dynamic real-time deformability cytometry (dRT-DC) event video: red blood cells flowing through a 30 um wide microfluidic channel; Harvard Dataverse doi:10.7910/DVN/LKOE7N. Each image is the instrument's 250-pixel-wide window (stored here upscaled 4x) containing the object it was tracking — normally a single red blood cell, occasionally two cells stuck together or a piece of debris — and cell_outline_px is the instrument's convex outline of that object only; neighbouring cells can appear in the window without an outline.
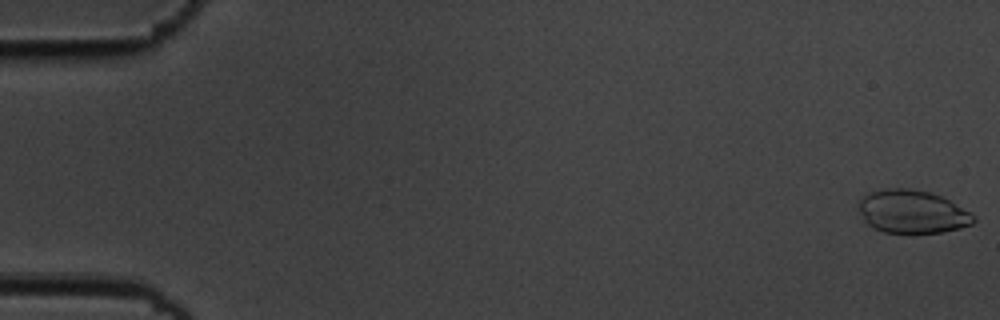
{"species": "common noctule bat (a hibernating species)", "species_latin": "Nyctalus noctula", "temperature_condition": "cold", "stored_images_in_passage": 55, "camera_frame_rate_fps": 3000, "um_per_image_px": 0.085, "animal": {"sex": "male", "body_mass_g": 19.5, "forearm_length_mm": 54.6}, "frame": {"image": 1, "passage_image": 1, "time_ms": 0.0, "image_size_px": [1000, 320], "cell_outline_px": [[976, 220], [972, 224], [960, 228], [944, 232], [908, 236], [884, 232], [872, 228], [864, 220], [860, 212], [860, 200], [868, 192], [884, 188], [912, 188], [928, 192], [940, 196], [948, 200], [976, 216]], "centroid_in_image_um": [77.53, 18.04], "position_along_channel_um": 7.5, "area_um2": 29.54}}
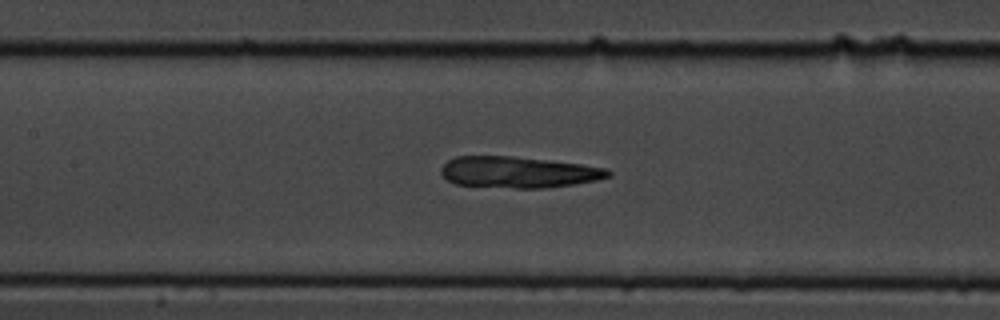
{"frame": {"image": 2, "passage_image": 26, "time_ms": 8.333, "image_size_px": [1000, 320], "cell_outline_px": [[612, 176], [596, 180], [572, 184], [544, 188], [516, 188], [456, 184], [448, 180], [440, 172], [440, 168], [448, 160], [456, 156], [512, 156], [548, 160], [580, 164], [604, 168], [612, 172]], "centroid_in_image_um": [44.04, 14.63], "position_along_channel_um": 163.4, "area_um2": 30.23}}
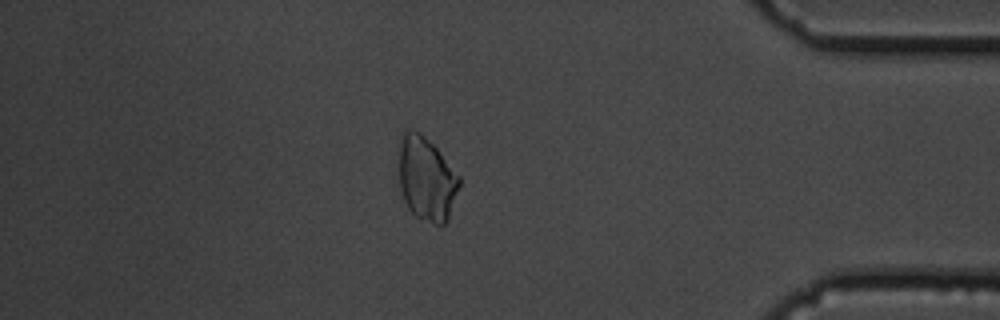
{"frame": {"image": 3, "passage_image": 48, "time_ms": 15.667, "image_size_px": [1000, 320], "cell_outline_px": [[460, 188], [448, 220], [444, 224], [432, 224], [416, 216], [408, 208], [404, 200], [400, 188], [400, 140], [404, 128], [408, 128], [420, 132], [436, 148], [460, 176]], "centroid_in_image_um": [36.27, 15.2], "position_along_channel_um": 398.9, "area_um2": 29.59}}